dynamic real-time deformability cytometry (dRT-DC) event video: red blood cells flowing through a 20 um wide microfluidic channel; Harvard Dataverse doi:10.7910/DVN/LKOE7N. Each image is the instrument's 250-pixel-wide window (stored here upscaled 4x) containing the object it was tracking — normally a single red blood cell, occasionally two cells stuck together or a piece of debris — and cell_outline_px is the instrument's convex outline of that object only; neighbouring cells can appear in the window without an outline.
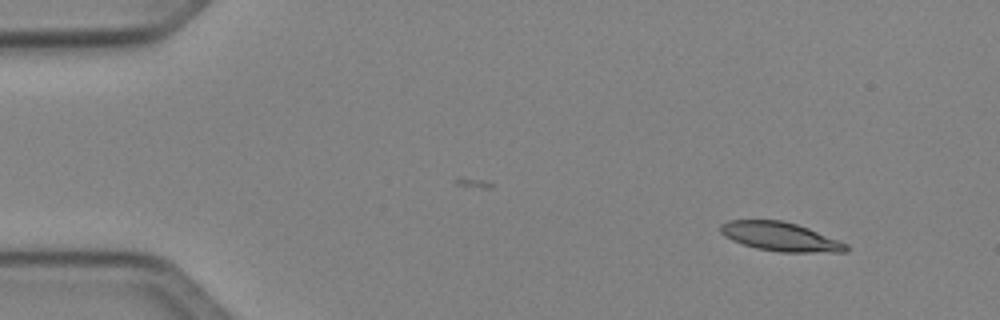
{"species": "Egyptian fruit bat (a non-hibernating species)", "species_latin": "Rousettus aegyptiacus", "temperature_condition": "cold", "stored_images_in_passage": 4, "camera_frame_rate_fps": 3000, "um_per_image_px": 0.085, "animal": {"sex": "female"}, "frame": {"image": 1, "passage_image": 1, "time_ms": 0.0, "image_size_px": [1000, 320], "cell_outline_px": [[848, 252], [780, 252], [756, 248], [732, 240], [724, 236], [720, 232], [720, 224], [728, 220], [780, 220], [796, 224], [808, 228], [848, 244]], "centroid_in_image_um": [66.32, 20.11], "position_along_channel_um": 18.7, "area_um2": 21.04}}
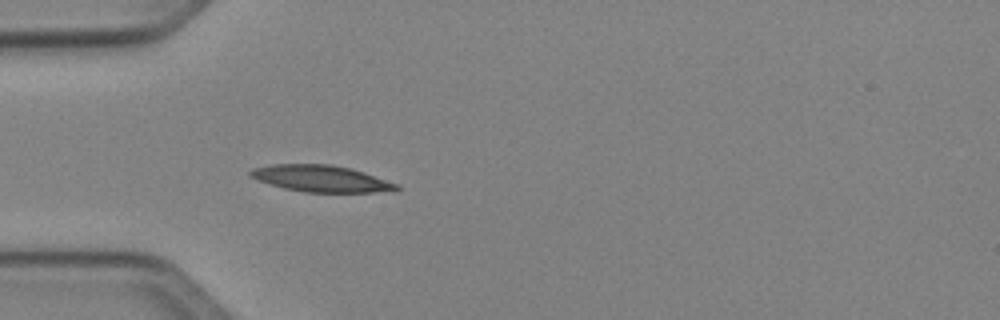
{"frame": {"image": 2, "passage_image": 4, "time_ms": 3.333, "image_size_px": [1000, 320], "cell_outline_px": [[400, 188], [396, 192], [304, 192], [284, 188], [248, 176], [248, 172], [252, 168], [272, 164], [332, 164], [364, 172], [400, 184]], "centroid_in_image_um": [27.35, 15.18], "position_along_channel_um": 57.6, "area_um2": 22.77}}